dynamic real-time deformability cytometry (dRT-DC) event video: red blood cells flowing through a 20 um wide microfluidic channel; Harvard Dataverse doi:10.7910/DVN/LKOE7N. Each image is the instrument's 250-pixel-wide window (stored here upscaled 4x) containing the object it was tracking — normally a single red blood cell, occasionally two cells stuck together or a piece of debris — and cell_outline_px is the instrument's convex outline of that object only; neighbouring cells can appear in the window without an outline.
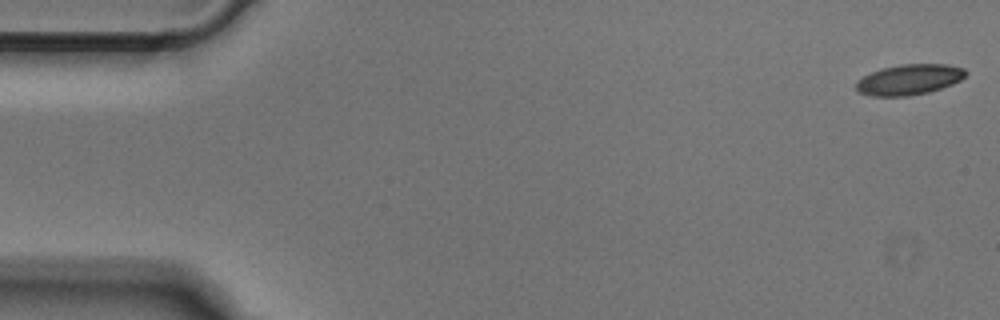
{"species": "Egyptian fruit bat (a non-hibernating species)", "species_latin": "Rousettus aegyptiacus", "temperature_condition": "cold", "stored_images_in_passage": 51, "camera_frame_rate_fps": 3000, "um_per_image_px": 0.085, "animal": {"sex": "male"}, "frame": {"image": 1, "passage_image": 1, "time_ms": 0.0, "image_size_px": [1000, 320], "cell_outline_px": [[968, 72], [960, 80], [952, 84], [928, 92], [908, 96], [872, 96], [860, 92], [856, 88], [856, 80], [872, 72], [884, 68], [900, 64], [948, 64], [964, 68]], "centroid_in_image_um": [77.29, 6.76], "position_along_channel_um": 7.7, "area_um2": 19.36}}
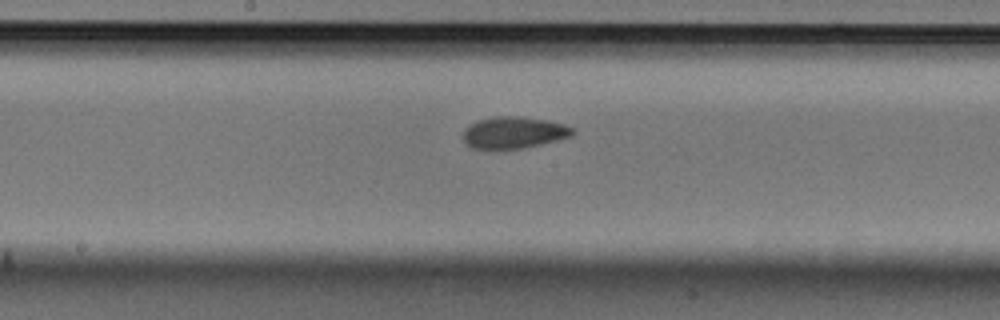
{"frame": {"image": 2, "passage_image": 26, "time_ms": 8.333, "image_size_px": [1000, 320], "cell_outline_px": [[576, 132], [572, 136], [524, 148], [492, 152], [472, 148], [464, 140], [464, 128], [476, 120], [496, 116], [520, 116], [544, 120], [564, 124], [572, 128]], "centroid_in_image_um": [43.62, 11.3], "position_along_channel_um": 204.6, "area_um2": 20.75}}
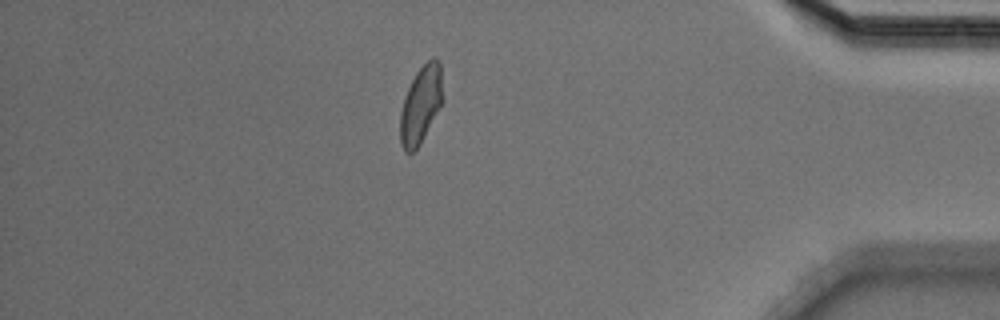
{"frame": {"image": 3, "passage_image": 44, "time_ms": 14.333, "image_size_px": [1000, 320], "cell_outline_px": [[444, 100], [440, 108], [420, 144], [412, 152], [404, 152], [400, 144], [400, 112], [404, 96], [416, 72], [432, 56], [436, 56], [440, 60]], "centroid_in_image_um": [35.79, 8.87], "position_along_channel_um": 399.4, "area_um2": 19.54}}